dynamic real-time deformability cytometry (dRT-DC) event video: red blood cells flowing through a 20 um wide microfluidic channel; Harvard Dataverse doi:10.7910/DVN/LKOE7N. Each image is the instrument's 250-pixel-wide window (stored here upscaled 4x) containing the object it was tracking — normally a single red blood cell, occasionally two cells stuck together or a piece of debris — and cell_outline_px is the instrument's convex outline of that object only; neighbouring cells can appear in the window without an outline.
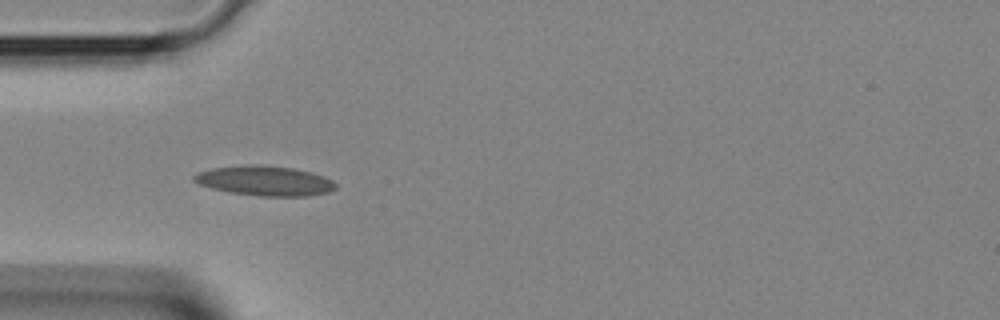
{"species": "Egyptian fruit bat (a non-hibernating species)", "species_latin": "Rousettus aegyptiacus", "temperature_condition": "room temperature", "stored_images_in_passage": 2, "camera_frame_rate_fps": 3000, "um_per_image_px": 0.085, "animal": {"sex": "female"}, "frame": {"image": 1, "passage_image": 2, "time_ms": 0.333, "image_size_px": [1000, 320], "cell_outline_px": [[336, 188], [328, 192], [308, 196], [260, 196], [228, 192], [212, 188], [200, 184], [192, 180], [192, 176], [196, 172], [212, 168], [244, 164], [260, 164], [292, 168], [312, 172], [324, 176], [332, 180], [336, 184]], "centroid_in_image_um": [22.48, 15.35], "position_along_channel_um": 62.5, "area_um2": 24.85}}